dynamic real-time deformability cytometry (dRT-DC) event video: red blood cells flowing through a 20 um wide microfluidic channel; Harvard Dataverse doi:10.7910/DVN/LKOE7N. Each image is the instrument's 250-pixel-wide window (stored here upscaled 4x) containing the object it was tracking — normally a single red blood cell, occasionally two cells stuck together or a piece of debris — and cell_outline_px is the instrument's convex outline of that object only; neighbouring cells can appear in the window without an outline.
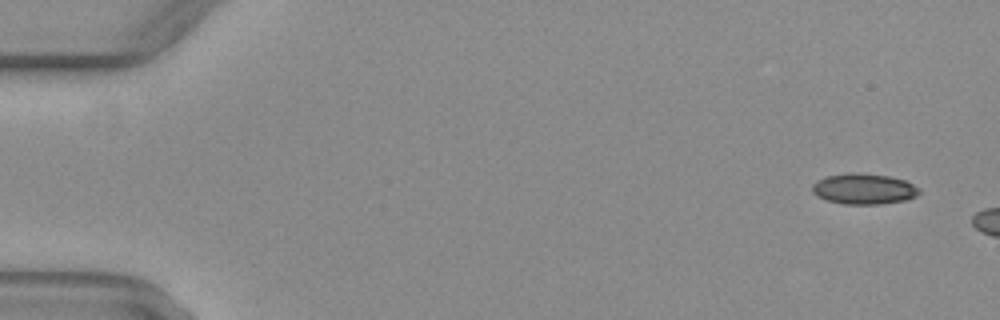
{"species": "common noctule bat (a hibernating species)", "species_latin": "Nyctalus noctula", "temperature_condition": "warm", "stored_images_in_passage": 8, "camera_frame_rate_fps": 3000, "um_per_image_px": 0.085, "animal": {"sex": "female", "body_mass_g": 29.2, "forearm_length_mm": 56.3}, "frame": {"image": 1, "passage_image": 3, "time_ms": 0.667, "image_size_px": [1000, 320], "cell_outline_px": [[920, 192], [916, 196], [908, 200], [880, 204], [844, 204], [828, 200], [816, 196], [812, 192], [812, 184], [816, 180], [824, 176], [852, 172], [888, 176], [904, 180], [920, 188]], "centroid_in_image_um": [73.41, 16.05], "position_along_channel_um": 11.6, "area_um2": 19.25}}